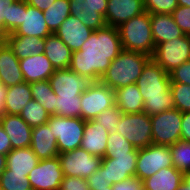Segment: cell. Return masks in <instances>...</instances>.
<instances>
[{"instance_id":"6da1fadb","label":"cell","mask_w":190,"mask_h":190,"mask_svg":"<svg viewBox=\"0 0 190 190\" xmlns=\"http://www.w3.org/2000/svg\"><path fill=\"white\" fill-rule=\"evenodd\" d=\"M122 50L118 28L106 25L93 31L79 51L72 52L69 69L93 82L100 81Z\"/></svg>"},{"instance_id":"7a4b0ae2","label":"cell","mask_w":190,"mask_h":190,"mask_svg":"<svg viewBox=\"0 0 190 190\" xmlns=\"http://www.w3.org/2000/svg\"><path fill=\"white\" fill-rule=\"evenodd\" d=\"M170 83L169 73L151 58L136 81L144 100L143 112L152 116L175 108Z\"/></svg>"},{"instance_id":"3957f363","label":"cell","mask_w":190,"mask_h":190,"mask_svg":"<svg viewBox=\"0 0 190 190\" xmlns=\"http://www.w3.org/2000/svg\"><path fill=\"white\" fill-rule=\"evenodd\" d=\"M150 59L151 56L144 53L122 50L111 61L100 81L113 90L136 83L144 66Z\"/></svg>"},{"instance_id":"277c9868","label":"cell","mask_w":190,"mask_h":190,"mask_svg":"<svg viewBox=\"0 0 190 190\" xmlns=\"http://www.w3.org/2000/svg\"><path fill=\"white\" fill-rule=\"evenodd\" d=\"M117 28L123 50L140 52L152 57L155 43L152 37L149 12L145 11Z\"/></svg>"},{"instance_id":"5b68a950","label":"cell","mask_w":190,"mask_h":190,"mask_svg":"<svg viewBox=\"0 0 190 190\" xmlns=\"http://www.w3.org/2000/svg\"><path fill=\"white\" fill-rule=\"evenodd\" d=\"M53 136L57 139L59 153L80 148L84 135L85 121L79 117L51 115L47 121Z\"/></svg>"},{"instance_id":"8992f818","label":"cell","mask_w":190,"mask_h":190,"mask_svg":"<svg viewBox=\"0 0 190 190\" xmlns=\"http://www.w3.org/2000/svg\"><path fill=\"white\" fill-rule=\"evenodd\" d=\"M116 129L136 149H142L152 144V122L150 116L145 112L123 113Z\"/></svg>"},{"instance_id":"52a82bcc","label":"cell","mask_w":190,"mask_h":190,"mask_svg":"<svg viewBox=\"0 0 190 190\" xmlns=\"http://www.w3.org/2000/svg\"><path fill=\"white\" fill-rule=\"evenodd\" d=\"M81 98V119L84 121L94 120L105 110L115 106V91L95 81L80 96Z\"/></svg>"},{"instance_id":"ba28073f","label":"cell","mask_w":190,"mask_h":190,"mask_svg":"<svg viewBox=\"0 0 190 190\" xmlns=\"http://www.w3.org/2000/svg\"><path fill=\"white\" fill-rule=\"evenodd\" d=\"M152 144L173 145L181 140L182 112L174 108L150 116Z\"/></svg>"},{"instance_id":"9c48e42d","label":"cell","mask_w":190,"mask_h":190,"mask_svg":"<svg viewBox=\"0 0 190 190\" xmlns=\"http://www.w3.org/2000/svg\"><path fill=\"white\" fill-rule=\"evenodd\" d=\"M167 73L190 60V35L171 39L155 46L151 57Z\"/></svg>"},{"instance_id":"30bf717a","label":"cell","mask_w":190,"mask_h":190,"mask_svg":"<svg viewBox=\"0 0 190 190\" xmlns=\"http://www.w3.org/2000/svg\"><path fill=\"white\" fill-rule=\"evenodd\" d=\"M173 167L169 146L150 144L138 149L136 177L144 180L153 176L162 168Z\"/></svg>"},{"instance_id":"8fae6325","label":"cell","mask_w":190,"mask_h":190,"mask_svg":"<svg viewBox=\"0 0 190 190\" xmlns=\"http://www.w3.org/2000/svg\"><path fill=\"white\" fill-rule=\"evenodd\" d=\"M64 177H80L87 179L100 167L102 158L91 155L82 148L60 153L58 155Z\"/></svg>"},{"instance_id":"7c38bea8","label":"cell","mask_w":190,"mask_h":190,"mask_svg":"<svg viewBox=\"0 0 190 190\" xmlns=\"http://www.w3.org/2000/svg\"><path fill=\"white\" fill-rule=\"evenodd\" d=\"M28 179L32 190H59L64 179L59 158L39 160L28 174Z\"/></svg>"},{"instance_id":"4fadbf2b","label":"cell","mask_w":190,"mask_h":190,"mask_svg":"<svg viewBox=\"0 0 190 190\" xmlns=\"http://www.w3.org/2000/svg\"><path fill=\"white\" fill-rule=\"evenodd\" d=\"M137 156L138 149L128 155H105L100 166L106 181L112 185L136 177Z\"/></svg>"},{"instance_id":"5bb4252c","label":"cell","mask_w":190,"mask_h":190,"mask_svg":"<svg viewBox=\"0 0 190 190\" xmlns=\"http://www.w3.org/2000/svg\"><path fill=\"white\" fill-rule=\"evenodd\" d=\"M57 97H76L88 89L93 81L83 77L69 68L56 69L48 79Z\"/></svg>"},{"instance_id":"9a60e30c","label":"cell","mask_w":190,"mask_h":190,"mask_svg":"<svg viewBox=\"0 0 190 190\" xmlns=\"http://www.w3.org/2000/svg\"><path fill=\"white\" fill-rule=\"evenodd\" d=\"M70 13L93 31L106 26L108 0H69Z\"/></svg>"},{"instance_id":"2e32d148","label":"cell","mask_w":190,"mask_h":190,"mask_svg":"<svg viewBox=\"0 0 190 190\" xmlns=\"http://www.w3.org/2000/svg\"><path fill=\"white\" fill-rule=\"evenodd\" d=\"M143 12H145L143 0H108L104 19L107 26L119 27Z\"/></svg>"},{"instance_id":"e0dca14e","label":"cell","mask_w":190,"mask_h":190,"mask_svg":"<svg viewBox=\"0 0 190 190\" xmlns=\"http://www.w3.org/2000/svg\"><path fill=\"white\" fill-rule=\"evenodd\" d=\"M92 29L88 28L78 17L70 15L59 26L55 34L71 49L79 51L85 41L90 37Z\"/></svg>"},{"instance_id":"ac0fdd59","label":"cell","mask_w":190,"mask_h":190,"mask_svg":"<svg viewBox=\"0 0 190 190\" xmlns=\"http://www.w3.org/2000/svg\"><path fill=\"white\" fill-rule=\"evenodd\" d=\"M12 34L44 39L52 34V32L47 27L43 11L28 5L25 0H23V24Z\"/></svg>"},{"instance_id":"d6986e66","label":"cell","mask_w":190,"mask_h":190,"mask_svg":"<svg viewBox=\"0 0 190 190\" xmlns=\"http://www.w3.org/2000/svg\"><path fill=\"white\" fill-rule=\"evenodd\" d=\"M0 124L11 141L12 149L30 147L32 128L19 115L4 114Z\"/></svg>"},{"instance_id":"ffe728a7","label":"cell","mask_w":190,"mask_h":190,"mask_svg":"<svg viewBox=\"0 0 190 190\" xmlns=\"http://www.w3.org/2000/svg\"><path fill=\"white\" fill-rule=\"evenodd\" d=\"M30 148L39 160L52 159L60 154L57 139L53 136L47 123L32 128Z\"/></svg>"},{"instance_id":"44dd1931","label":"cell","mask_w":190,"mask_h":190,"mask_svg":"<svg viewBox=\"0 0 190 190\" xmlns=\"http://www.w3.org/2000/svg\"><path fill=\"white\" fill-rule=\"evenodd\" d=\"M0 78L6 87L24 82L19 59L6 41L0 43Z\"/></svg>"},{"instance_id":"7402d4cb","label":"cell","mask_w":190,"mask_h":190,"mask_svg":"<svg viewBox=\"0 0 190 190\" xmlns=\"http://www.w3.org/2000/svg\"><path fill=\"white\" fill-rule=\"evenodd\" d=\"M19 64L24 81L27 83L48 80L55 72L54 67L44 53L21 59L19 60Z\"/></svg>"},{"instance_id":"603a6c76","label":"cell","mask_w":190,"mask_h":190,"mask_svg":"<svg viewBox=\"0 0 190 190\" xmlns=\"http://www.w3.org/2000/svg\"><path fill=\"white\" fill-rule=\"evenodd\" d=\"M108 135L107 130L95 120L85 121L84 135L80 148L86 150L91 155L103 158L107 148Z\"/></svg>"},{"instance_id":"cb8c5ba5","label":"cell","mask_w":190,"mask_h":190,"mask_svg":"<svg viewBox=\"0 0 190 190\" xmlns=\"http://www.w3.org/2000/svg\"><path fill=\"white\" fill-rule=\"evenodd\" d=\"M152 37L155 46L185 36L171 14H150Z\"/></svg>"},{"instance_id":"d4e9b609","label":"cell","mask_w":190,"mask_h":190,"mask_svg":"<svg viewBox=\"0 0 190 190\" xmlns=\"http://www.w3.org/2000/svg\"><path fill=\"white\" fill-rule=\"evenodd\" d=\"M44 44V55L55 70L70 67L72 51L55 33L45 37Z\"/></svg>"},{"instance_id":"484cf974","label":"cell","mask_w":190,"mask_h":190,"mask_svg":"<svg viewBox=\"0 0 190 190\" xmlns=\"http://www.w3.org/2000/svg\"><path fill=\"white\" fill-rule=\"evenodd\" d=\"M184 173L175 167L162 168L153 176L142 180L144 190H177Z\"/></svg>"},{"instance_id":"4316f807","label":"cell","mask_w":190,"mask_h":190,"mask_svg":"<svg viewBox=\"0 0 190 190\" xmlns=\"http://www.w3.org/2000/svg\"><path fill=\"white\" fill-rule=\"evenodd\" d=\"M115 91V105L125 114L141 113L144 110V100L136 83L120 87Z\"/></svg>"},{"instance_id":"83f0119b","label":"cell","mask_w":190,"mask_h":190,"mask_svg":"<svg viewBox=\"0 0 190 190\" xmlns=\"http://www.w3.org/2000/svg\"><path fill=\"white\" fill-rule=\"evenodd\" d=\"M5 41L12 48L14 55L19 60L27 58L31 55L44 53L45 44L43 38L17 36L10 33L5 35Z\"/></svg>"},{"instance_id":"f1b7e54d","label":"cell","mask_w":190,"mask_h":190,"mask_svg":"<svg viewBox=\"0 0 190 190\" xmlns=\"http://www.w3.org/2000/svg\"><path fill=\"white\" fill-rule=\"evenodd\" d=\"M6 168L11 173H25V176L37 166L39 159L30 147L12 149L7 155Z\"/></svg>"},{"instance_id":"f546056e","label":"cell","mask_w":190,"mask_h":190,"mask_svg":"<svg viewBox=\"0 0 190 190\" xmlns=\"http://www.w3.org/2000/svg\"><path fill=\"white\" fill-rule=\"evenodd\" d=\"M32 99L30 83L24 81L15 86L7 87L4 114L19 115Z\"/></svg>"},{"instance_id":"4dcf8cb0","label":"cell","mask_w":190,"mask_h":190,"mask_svg":"<svg viewBox=\"0 0 190 190\" xmlns=\"http://www.w3.org/2000/svg\"><path fill=\"white\" fill-rule=\"evenodd\" d=\"M32 98L51 115H56L57 96L53 92L49 80L30 83Z\"/></svg>"},{"instance_id":"1f68e13d","label":"cell","mask_w":190,"mask_h":190,"mask_svg":"<svg viewBox=\"0 0 190 190\" xmlns=\"http://www.w3.org/2000/svg\"><path fill=\"white\" fill-rule=\"evenodd\" d=\"M48 29L55 33L70 13L69 0H56L48 9L43 11Z\"/></svg>"},{"instance_id":"d6a6232c","label":"cell","mask_w":190,"mask_h":190,"mask_svg":"<svg viewBox=\"0 0 190 190\" xmlns=\"http://www.w3.org/2000/svg\"><path fill=\"white\" fill-rule=\"evenodd\" d=\"M19 116L31 127H38L47 123L50 115L35 100H31L21 111Z\"/></svg>"},{"instance_id":"836d02e7","label":"cell","mask_w":190,"mask_h":190,"mask_svg":"<svg viewBox=\"0 0 190 190\" xmlns=\"http://www.w3.org/2000/svg\"><path fill=\"white\" fill-rule=\"evenodd\" d=\"M169 148L173 167L183 173L190 171V142L179 140Z\"/></svg>"},{"instance_id":"e575fe53","label":"cell","mask_w":190,"mask_h":190,"mask_svg":"<svg viewBox=\"0 0 190 190\" xmlns=\"http://www.w3.org/2000/svg\"><path fill=\"white\" fill-rule=\"evenodd\" d=\"M1 190H32L28 176L25 173H11L7 168L0 175Z\"/></svg>"},{"instance_id":"d590c367","label":"cell","mask_w":190,"mask_h":190,"mask_svg":"<svg viewBox=\"0 0 190 190\" xmlns=\"http://www.w3.org/2000/svg\"><path fill=\"white\" fill-rule=\"evenodd\" d=\"M56 115L61 117L81 118V98L76 97H57Z\"/></svg>"},{"instance_id":"8d00e7d4","label":"cell","mask_w":190,"mask_h":190,"mask_svg":"<svg viewBox=\"0 0 190 190\" xmlns=\"http://www.w3.org/2000/svg\"><path fill=\"white\" fill-rule=\"evenodd\" d=\"M136 148L122 134L109 133L105 155H128Z\"/></svg>"},{"instance_id":"74e56055","label":"cell","mask_w":190,"mask_h":190,"mask_svg":"<svg viewBox=\"0 0 190 190\" xmlns=\"http://www.w3.org/2000/svg\"><path fill=\"white\" fill-rule=\"evenodd\" d=\"M174 107L181 112H190V86L182 83H170Z\"/></svg>"},{"instance_id":"f35d334b","label":"cell","mask_w":190,"mask_h":190,"mask_svg":"<svg viewBox=\"0 0 190 190\" xmlns=\"http://www.w3.org/2000/svg\"><path fill=\"white\" fill-rule=\"evenodd\" d=\"M122 114L115 105L99 114L94 120L106 129L108 133H116V127L122 118Z\"/></svg>"},{"instance_id":"ab89813d","label":"cell","mask_w":190,"mask_h":190,"mask_svg":"<svg viewBox=\"0 0 190 190\" xmlns=\"http://www.w3.org/2000/svg\"><path fill=\"white\" fill-rule=\"evenodd\" d=\"M144 9L150 14H171L177 7V0H143Z\"/></svg>"},{"instance_id":"60d3db41","label":"cell","mask_w":190,"mask_h":190,"mask_svg":"<svg viewBox=\"0 0 190 190\" xmlns=\"http://www.w3.org/2000/svg\"><path fill=\"white\" fill-rule=\"evenodd\" d=\"M23 24V0H16L9 6V34Z\"/></svg>"},{"instance_id":"b9f144b4","label":"cell","mask_w":190,"mask_h":190,"mask_svg":"<svg viewBox=\"0 0 190 190\" xmlns=\"http://www.w3.org/2000/svg\"><path fill=\"white\" fill-rule=\"evenodd\" d=\"M171 15L184 34L190 35V7L178 6Z\"/></svg>"},{"instance_id":"7bdbcfd3","label":"cell","mask_w":190,"mask_h":190,"mask_svg":"<svg viewBox=\"0 0 190 190\" xmlns=\"http://www.w3.org/2000/svg\"><path fill=\"white\" fill-rule=\"evenodd\" d=\"M171 83H182L190 86V60L169 73Z\"/></svg>"},{"instance_id":"ee69618b","label":"cell","mask_w":190,"mask_h":190,"mask_svg":"<svg viewBox=\"0 0 190 190\" xmlns=\"http://www.w3.org/2000/svg\"><path fill=\"white\" fill-rule=\"evenodd\" d=\"M59 190H90L87 180L80 177L66 176L60 184Z\"/></svg>"},{"instance_id":"f6af8a7d","label":"cell","mask_w":190,"mask_h":190,"mask_svg":"<svg viewBox=\"0 0 190 190\" xmlns=\"http://www.w3.org/2000/svg\"><path fill=\"white\" fill-rule=\"evenodd\" d=\"M16 0H0V29L4 35L9 34V6Z\"/></svg>"},{"instance_id":"bcb514c9","label":"cell","mask_w":190,"mask_h":190,"mask_svg":"<svg viewBox=\"0 0 190 190\" xmlns=\"http://www.w3.org/2000/svg\"><path fill=\"white\" fill-rule=\"evenodd\" d=\"M86 180L90 190H97V188H107L112 186L110 183L106 181V178L104 177V170L101 166L97 169V171L94 174H92Z\"/></svg>"},{"instance_id":"7dc6e473","label":"cell","mask_w":190,"mask_h":190,"mask_svg":"<svg viewBox=\"0 0 190 190\" xmlns=\"http://www.w3.org/2000/svg\"><path fill=\"white\" fill-rule=\"evenodd\" d=\"M113 190H144L143 182L137 177H131L122 182L112 184Z\"/></svg>"},{"instance_id":"c3c4849f","label":"cell","mask_w":190,"mask_h":190,"mask_svg":"<svg viewBox=\"0 0 190 190\" xmlns=\"http://www.w3.org/2000/svg\"><path fill=\"white\" fill-rule=\"evenodd\" d=\"M181 140L190 142V112H182Z\"/></svg>"},{"instance_id":"681fc988","label":"cell","mask_w":190,"mask_h":190,"mask_svg":"<svg viewBox=\"0 0 190 190\" xmlns=\"http://www.w3.org/2000/svg\"><path fill=\"white\" fill-rule=\"evenodd\" d=\"M12 150L11 141L0 124V154L7 155Z\"/></svg>"},{"instance_id":"f907efd6","label":"cell","mask_w":190,"mask_h":190,"mask_svg":"<svg viewBox=\"0 0 190 190\" xmlns=\"http://www.w3.org/2000/svg\"><path fill=\"white\" fill-rule=\"evenodd\" d=\"M56 0H25V2L41 11L48 9Z\"/></svg>"},{"instance_id":"816d5d0a","label":"cell","mask_w":190,"mask_h":190,"mask_svg":"<svg viewBox=\"0 0 190 190\" xmlns=\"http://www.w3.org/2000/svg\"><path fill=\"white\" fill-rule=\"evenodd\" d=\"M7 94V87L3 84L0 85V118L4 115V103Z\"/></svg>"},{"instance_id":"f5cc1de1","label":"cell","mask_w":190,"mask_h":190,"mask_svg":"<svg viewBox=\"0 0 190 190\" xmlns=\"http://www.w3.org/2000/svg\"><path fill=\"white\" fill-rule=\"evenodd\" d=\"M7 159L5 155L0 154V175L5 171Z\"/></svg>"},{"instance_id":"db71d44e","label":"cell","mask_w":190,"mask_h":190,"mask_svg":"<svg viewBox=\"0 0 190 190\" xmlns=\"http://www.w3.org/2000/svg\"><path fill=\"white\" fill-rule=\"evenodd\" d=\"M183 181L189 186L190 188V171H187L183 175Z\"/></svg>"},{"instance_id":"11a10c76","label":"cell","mask_w":190,"mask_h":190,"mask_svg":"<svg viewBox=\"0 0 190 190\" xmlns=\"http://www.w3.org/2000/svg\"><path fill=\"white\" fill-rule=\"evenodd\" d=\"M178 6L190 7V0H177Z\"/></svg>"},{"instance_id":"9f6ffc18","label":"cell","mask_w":190,"mask_h":190,"mask_svg":"<svg viewBox=\"0 0 190 190\" xmlns=\"http://www.w3.org/2000/svg\"><path fill=\"white\" fill-rule=\"evenodd\" d=\"M177 190H190L189 186L182 180L181 185Z\"/></svg>"},{"instance_id":"6f0895ef","label":"cell","mask_w":190,"mask_h":190,"mask_svg":"<svg viewBox=\"0 0 190 190\" xmlns=\"http://www.w3.org/2000/svg\"><path fill=\"white\" fill-rule=\"evenodd\" d=\"M3 41H5V35H4V33L1 31V29H0V43L3 42Z\"/></svg>"},{"instance_id":"680465c9","label":"cell","mask_w":190,"mask_h":190,"mask_svg":"<svg viewBox=\"0 0 190 190\" xmlns=\"http://www.w3.org/2000/svg\"><path fill=\"white\" fill-rule=\"evenodd\" d=\"M97 190H113L112 186L111 187H102V188H97Z\"/></svg>"}]
</instances>
